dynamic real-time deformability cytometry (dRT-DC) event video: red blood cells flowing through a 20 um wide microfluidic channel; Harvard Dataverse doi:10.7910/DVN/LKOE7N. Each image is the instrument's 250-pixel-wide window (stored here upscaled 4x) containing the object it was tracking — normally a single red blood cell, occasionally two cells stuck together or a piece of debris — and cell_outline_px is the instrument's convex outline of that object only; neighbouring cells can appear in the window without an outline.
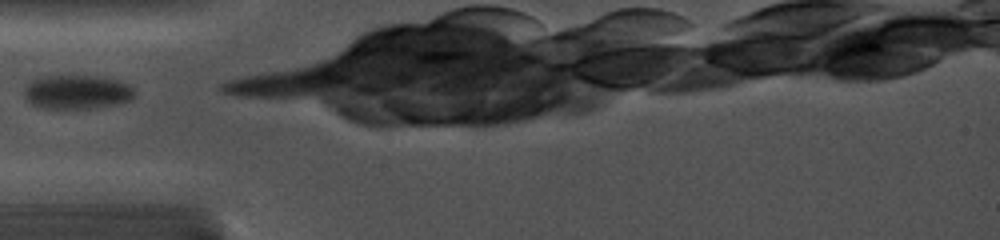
{"species": "common noctule bat (a hibernating species)", "species_latin": "Nyctalus noctula", "temperature_condition": "cold", "stored_images_in_passage": 2, "camera_frame_rate_fps": 5000, "um_per_image_px": 0.085, "animal": {"sex": "female", "body_mass_g": 19.0, "forearm_length_mm": 56.7}, "frame": {"image": 1, "passage_image": 1, "time_ms": 0.0, "image_size_px": [1000, 240], "cell_outline_px": [[136, 96], [132, 100], [96, 108], [40, 108], [32, 104], [24, 96], [24, 88], [32, 80], [40, 76], [96, 76], [120, 80], [128, 84], [136, 92]], "centroid_in_image_um": [6.56, 7.82], "position_along_channel_um": 78.4, "area_um2": 22.02}}
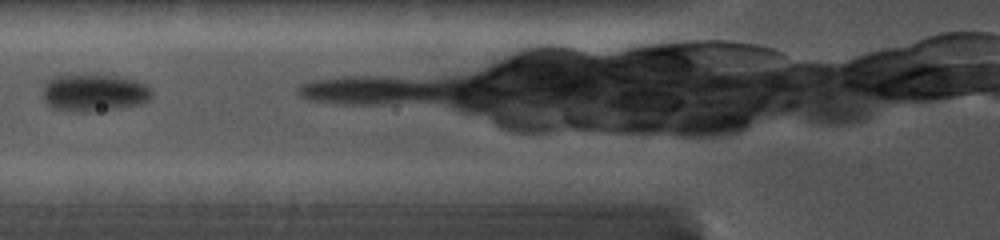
{"frame": {"image": 2, "passage_image": 2, "time_ms": 1.0, "image_size_px": [1000, 240], "cell_outline_px": [[152, 96], [148, 100], [136, 104], [120, 108], [80, 112], [72, 112], [52, 108], [44, 100], [44, 84], [52, 76], [76, 72], [96, 72], [136, 80], [144, 84], [152, 92]], "centroid_in_image_um": [7.93, 7.82], "position_along_channel_um": 117.9, "area_um2": 24.45}}